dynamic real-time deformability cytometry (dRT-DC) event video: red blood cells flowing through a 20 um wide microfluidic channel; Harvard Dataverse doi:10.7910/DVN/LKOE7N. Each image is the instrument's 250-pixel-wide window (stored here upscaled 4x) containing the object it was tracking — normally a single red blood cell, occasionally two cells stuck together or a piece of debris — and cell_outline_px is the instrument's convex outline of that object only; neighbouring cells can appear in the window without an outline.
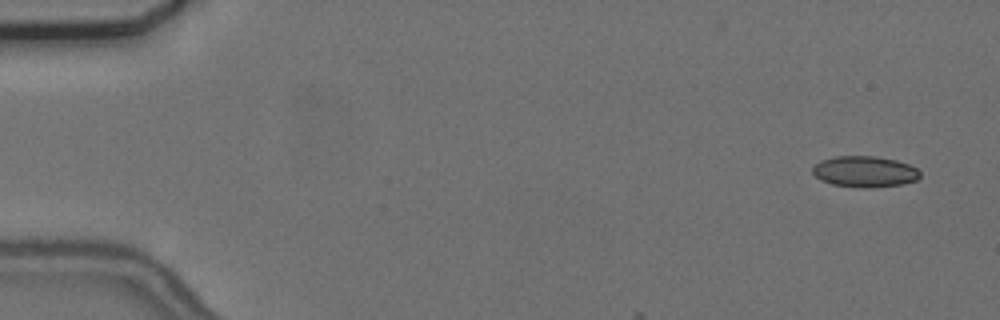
{"species": "common noctule bat (a hibernating species)", "species_latin": "Nyctalus noctula", "temperature_condition": "cold", "stored_images_in_passage": 9, "camera_frame_rate_fps": 3000, "um_per_image_px": 0.085, "animal": {"sex": "female", "body_mass_g": 24.6, "forearm_length_mm": 56.2}, "frame": {"image": 1, "passage_image": 3, "time_ms": 0.667, "image_size_px": [1000, 320], "cell_outline_px": [[920, 176], [916, 180], [904, 184], [868, 188], [864, 188], [832, 184], [820, 180], [812, 172], [812, 168], [820, 160], [836, 156], [876, 156], [896, 160], [908, 164], [916, 168], [920, 172]], "centroid_in_image_um": [73.5, 14.58], "position_along_channel_um": 11.5, "area_um2": 19.48}}